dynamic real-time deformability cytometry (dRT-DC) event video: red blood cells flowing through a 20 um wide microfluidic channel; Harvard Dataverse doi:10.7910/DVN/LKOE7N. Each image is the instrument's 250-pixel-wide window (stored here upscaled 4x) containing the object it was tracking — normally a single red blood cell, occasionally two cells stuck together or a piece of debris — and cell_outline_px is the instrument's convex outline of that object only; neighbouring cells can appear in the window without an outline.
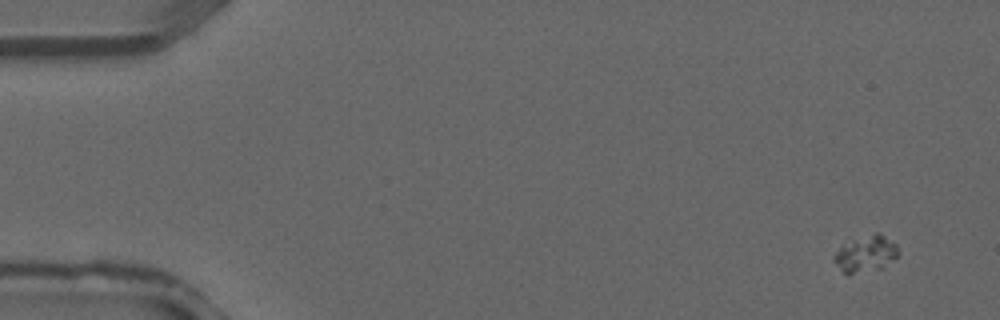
{"species": "common noctule bat (a hibernating species)", "species_latin": "Nyctalus noctula", "temperature_condition": "warm", "stored_images_in_passage": 10, "camera_frame_rate_fps": 3000, "um_per_image_px": 0.085, "animal": {"sex": "male", "forearm_length_mm": 52.5}, "frame": {"image": 1, "passage_image": 1, "time_ms": 0.0, "image_size_px": [1000, 320], "cell_outline_px": [[900, 252], [884, 268], [848, 276], [832, 260], [832, 256], [840, 248], [876, 232], [880, 232], [896, 244]], "centroid_in_image_um": [73.62, 21.63], "position_along_channel_um": 11.4, "area_um2": 13.41}}